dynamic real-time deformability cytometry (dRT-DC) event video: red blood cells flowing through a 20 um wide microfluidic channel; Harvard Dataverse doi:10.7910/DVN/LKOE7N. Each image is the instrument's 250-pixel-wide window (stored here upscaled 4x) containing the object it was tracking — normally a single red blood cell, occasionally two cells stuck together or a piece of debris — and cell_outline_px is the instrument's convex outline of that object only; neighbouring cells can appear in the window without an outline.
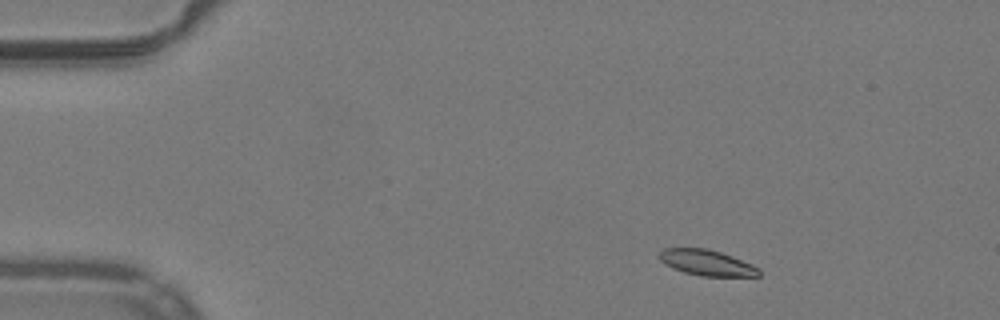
{"species": "common noctule bat (a hibernating species)", "species_latin": "Nyctalus noctula", "temperature_condition": "warm", "stored_images_in_passage": 49, "camera_frame_rate_fps": 3000, "um_per_image_px": 0.085, "animal": {"sex": "male", "body_mass_g": 19.2, "forearm_length_mm": 51.8}, "frame": {"image": 1, "passage_image": 5, "time_ms": 1.333, "image_size_px": [1000, 320], "cell_outline_px": [[760, 276], [700, 276], [684, 272], [672, 268], [660, 260], [656, 256], [664, 248], [708, 248], [732, 256], [752, 264], [760, 268]], "centroid_in_image_um": [60.07, 22.33], "position_along_channel_um": 24.9, "area_um2": 15.03}}
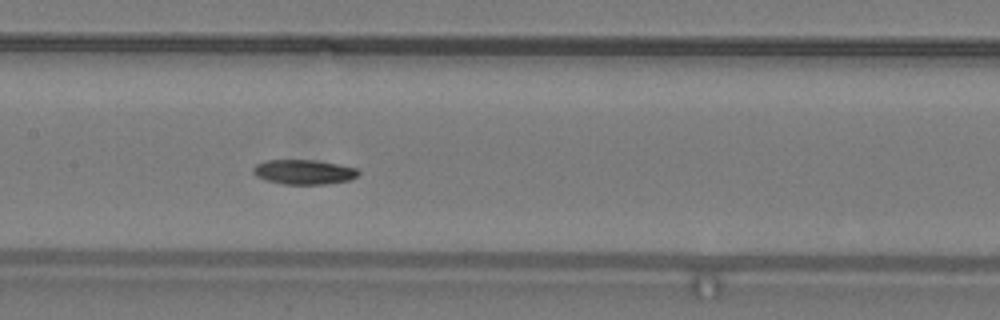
{"frame": {"image": 2, "passage_image": 23, "time_ms": 7.333, "image_size_px": [1000, 320], "cell_outline_px": [[360, 172], [356, 176], [348, 180], [324, 184], [284, 184], [268, 180], [256, 176], [252, 172], [252, 168], [256, 164], [264, 160], [316, 160], [356, 168]], "centroid_in_image_um": [25.78, 14.61], "position_along_channel_um": 181.6, "area_um2": 14.97}}
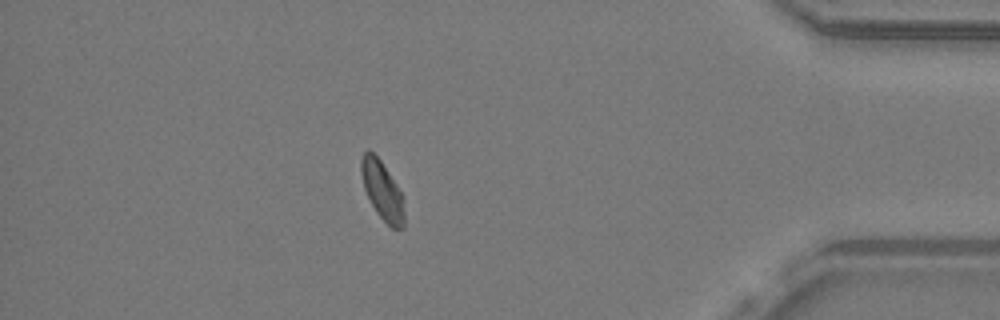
{"frame": {"image": 3, "passage_image": 43, "time_ms": 14.0, "image_size_px": [1000, 320], "cell_outline_px": [[404, 228], [392, 228], [376, 212], [364, 188], [360, 172], [360, 160], [364, 152], [368, 148], [380, 160], [404, 196]], "centroid_in_image_um": [32.49, 16.18], "position_along_channel_um": 402.7, "area_um2": 14.68}, "authors_computed_cell_mechanics": {"area_um2": 15.2014, "velocity_mm_per_s": 3.9462, "shape_relaxation_time_tau1_ms": 9.9839, "shape_relaxation_time_tau2_ms": null, "deformation_change_tau1": 0.2095, "deformation_change_tau2": null}}